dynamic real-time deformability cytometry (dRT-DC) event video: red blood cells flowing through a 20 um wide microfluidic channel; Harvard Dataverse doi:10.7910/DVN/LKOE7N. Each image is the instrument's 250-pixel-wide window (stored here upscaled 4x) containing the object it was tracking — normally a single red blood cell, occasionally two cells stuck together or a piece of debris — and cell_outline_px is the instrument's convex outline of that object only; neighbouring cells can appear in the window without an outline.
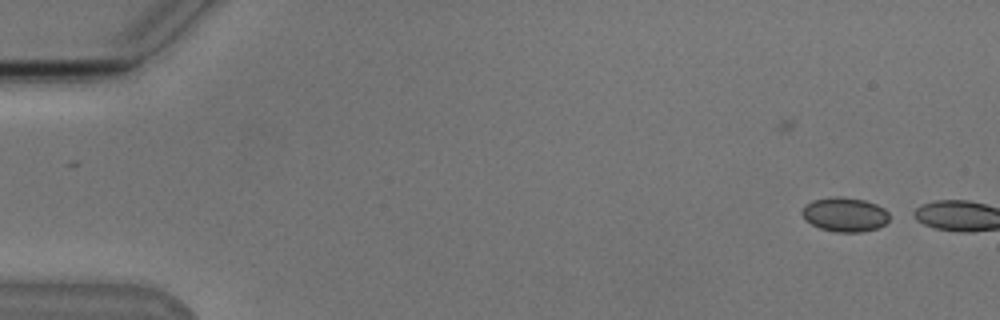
{"species": "Egyptian fruit bat (a non-hibernating species)", "species_latin": "Rousettus aegyptiacus", "temperature_condition": "cold", "stored_images_in_passage": 3, "camera_frame_rate_fps": 3000, "um_per_image_px": 0.085, "animal": {"sex": "male"}, "frame": {"image": 1, "passage_image": 1, "time_ms": 0.0, "image_size_px": [1000, 320], "cell_outline_px": [[888, 220], [884, 224], [876, 228], [860, 232], [836, 232], [820, 228], [804, 220], [800, 212], [804, 204], [812, 200], [836, 196], [840, 196], [864, 200], [876, 204], [884, 208], [888, 212]], "centroid_in_image_um": [71.76, 18.22], "position_along_channel_um": 13.2, "area_um2": 17.51}}